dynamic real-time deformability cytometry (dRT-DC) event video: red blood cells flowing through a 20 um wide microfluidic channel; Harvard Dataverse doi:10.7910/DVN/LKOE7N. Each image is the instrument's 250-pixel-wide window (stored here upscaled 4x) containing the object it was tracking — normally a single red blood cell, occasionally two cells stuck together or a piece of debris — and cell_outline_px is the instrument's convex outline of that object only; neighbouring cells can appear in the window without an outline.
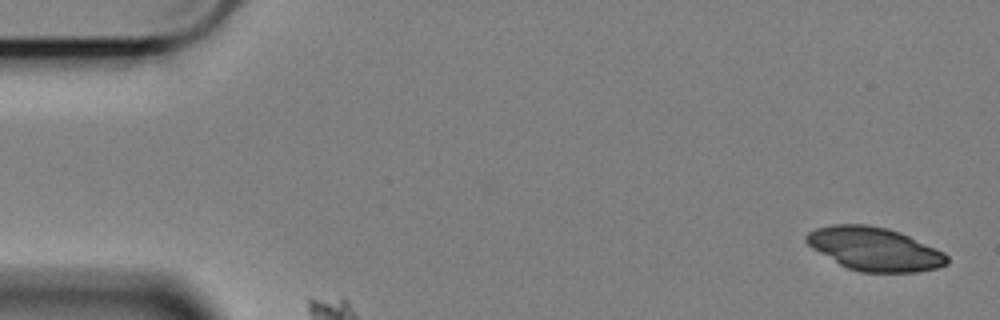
{"species": "Egyptian fruit bat (a non-hibernating species)", "species_latin": "Rousettus aegyptiacus", "temperature_condition": "cold", "stored_images_in_passage": 41, "camera_frame_rate_fps": 3000, "um_per_image_px": 0.085, "animal": {"sex": "female"}, "frame": {"image": 1, "passage_image": 1, "time_ms": 0.0, "image_size_px": [1000, 320], "cell_outline_px": [[948, 264], [936, 268], [916, 272], [860, 272], [848, 268], [840, 264], [812, 248], [804, 240], [804, 236], [808, 232], [816, 228], [832, 224], [868, 224], [888, 228], [900, 232], [944, 252], [948, 256]], "centroid_in_image_um": [74.32, 21.15], "position_along_channel_um": 10.7, "area_um2": 35.49}}